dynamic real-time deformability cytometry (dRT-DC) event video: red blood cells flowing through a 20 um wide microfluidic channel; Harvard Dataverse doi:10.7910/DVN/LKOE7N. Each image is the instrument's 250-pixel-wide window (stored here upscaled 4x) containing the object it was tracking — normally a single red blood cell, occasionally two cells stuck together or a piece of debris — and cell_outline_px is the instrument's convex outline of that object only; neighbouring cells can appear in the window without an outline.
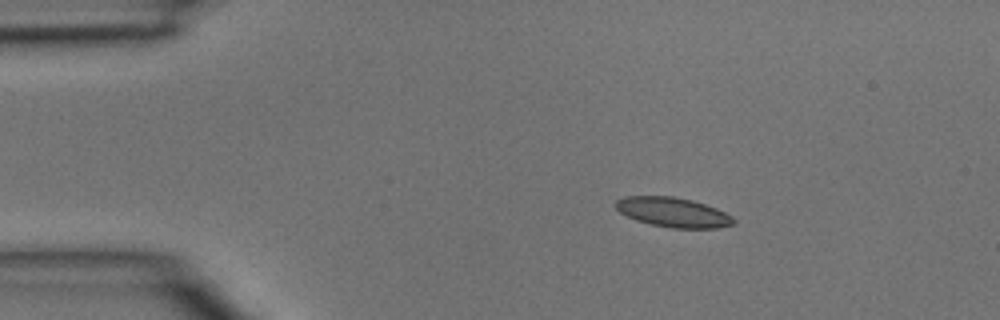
{"species": "common noctule bat (a hibernating species)", "species_latin": "Nyctalus noctula", "temperature_condition": "room temperature", "stored_images_in_passage": 3, "camera_frame_rate_fps": 3000, "um_per_image_px": 0.085, "animal": {"sex": "male", "body_mass_g": 15.6}, "frame": {"image": 1, "passage_image": 1, "time_ms": 0.0, "image_size_px": [1000, 320], "cell_outline_px": [[736, 224], [720, 228], [672, 228], [652, 224], [636, 220], [620, 212], [616, 208], [616, 200], [624, 196], [672, 196], [692, 200], [716, 208], [732, 216], [736, 220]], "centroid_in_image_um": [57.25, 18.05], "position_along_channel_um": 27.8, "area_um2": 20.35}}
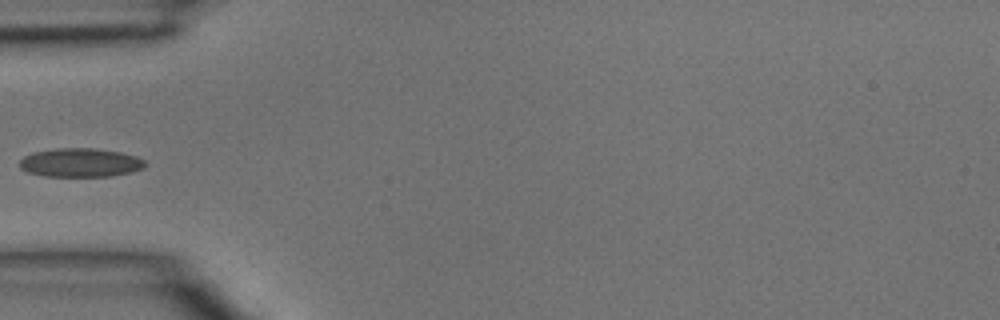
{"frame": {"image": 2, "passage_image": 3, "time_ms": 0.667, "image_size_px": [1000, 320], "cell_outline_px": [[148, 164], [144, 168], [132, 172], [112, 176], [44, 176], [28, 172], [20, 168], [20, 160], [24, 156], [32, 152], [56, 148], [92, 148], [120, 152], [136, 156], [144, 160]], "centroid_in_image_um": [6.85, 13.82], "position_along_channel_um": 78.2, "area_um2": 21.15}}